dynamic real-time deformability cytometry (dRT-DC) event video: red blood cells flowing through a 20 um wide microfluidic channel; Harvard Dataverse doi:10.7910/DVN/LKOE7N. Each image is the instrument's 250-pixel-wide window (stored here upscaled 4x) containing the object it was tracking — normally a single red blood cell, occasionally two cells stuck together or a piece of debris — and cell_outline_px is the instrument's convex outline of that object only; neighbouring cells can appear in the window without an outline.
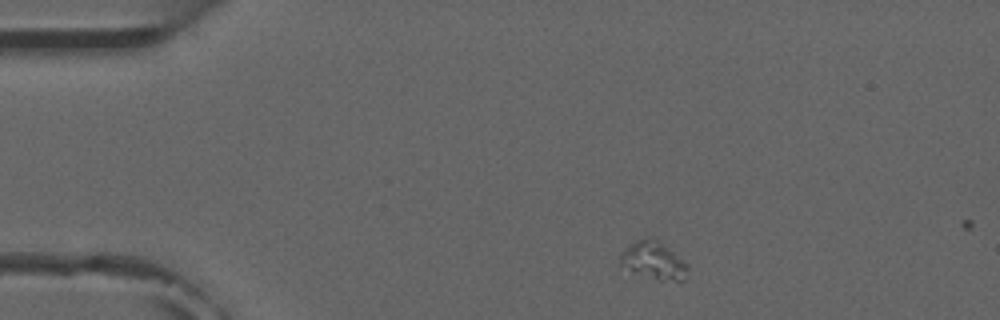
{"species": "common noctule bat (a hibernating species)", "species_latin": "Nyctalus noctula", "temperature_condition": "room temperature", "stored_images_in_passage": 2, "camera_frame_rate_fps": 3000, "um_per_image_px": 0.085, "animal": {"sex": "male", "forearm_length_mm": 52.5}, "frame": {"image": 1, "passage_image": 1, "time_ms": 0.0, "image_size_px": [1000, 320], "cell_outline_px": [[688, 264], [684, 280], [656, 280], [620, 264], [620, 252], [624, 248], [636, 240], [652, 236]], "centroid_in_image_um": [55.54, 22.11], "position_along_channel_um": 29.5, "area_um2": 14.33}}